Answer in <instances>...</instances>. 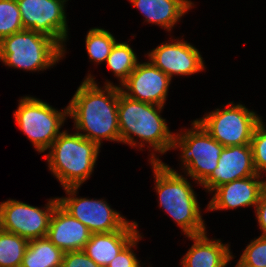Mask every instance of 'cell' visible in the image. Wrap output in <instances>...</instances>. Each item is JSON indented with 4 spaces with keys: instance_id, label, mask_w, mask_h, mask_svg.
Segmentation results:
<instances>
[{
    "instance_id": "1",
    "label": "cell",
    "mask_w": 266,
    "mask_h": 267,
    "mask_svg": "<svg viewBox=\"0 0 266 267\" xmlns=\"http://www.w3.org/2000/svg\"><path fill=\"white\" fill-rule=\"evenodd\" d=\"M106 81L101 88L89 74L68 104V117L74 119L76 131L100 148L103 139L121 142L118 123L120 85Z\"/></svg>"
},
{
    "instance_id": "2",
    "label": "cell",
    "mask_w": 266,
    "mask_h": 267,
    "mask_svg": "<svg viewBox=\"0 0 266 267\" xmlns=\"http://www.w3.org/2000/svg\"><path fill=\"white\" fill-rule=\"evenodd\" d=\"M149 159L159 206L180 226L185 236L207 233L197 195L190 182L156 157L153 151Z\"/></svg>"
},
{
    "instance_id": "3",
    "label": "cell",
    "mask_w": 266,
    "mask_h": 267,
    "mask_svg": "<svg viewBox=\"0 0 266 267\" xmlns=\"http://www.w3.org/2000/svg\"><path fill=\"white\" fill-rule=\"evenodd\" d=\"M162 109L163 106L128 98L119 86L118 123L121 143L130 147L139 144V148L148 143L153 151L161 154L171 150L175 134L169 130L166 119L161 117ZM134 136L140 138V143Z\"/></svg>"
},
{
    "instance_id": "4",
    "label": "cell",
    "mask_w": 266,
    "mask_h": 267,
    "mask_svg": "<svg viewBox=\"0 0 266 267\" xmlns=\"http://www.w3.org/2000/svg\"><path fill=\"white\" fill-rule=\"evenodd\" d=\"M45 155L49 170L61 187H81L94 171L100 147L78 132L61 131Z\"/></svg>"
},
{
    "instance_id": "5",
    "label": "cell",
    "mask_w": 266,
    "mask_h": 267,
    "mask_svg": "<svg viewBox=\"0 0 266 267\" xmlns=\"http://www.w3.org/2000/svg\"><path fill=\"white\" fill-rule=\"evenodd\" d=\"M66 51L52 38L23 30L0 41V60L9 67L44 71L64 57Z\"/></svg>"
},
{
    "instance_id": "6",
    "label": "cell",
    "mask_w": 266,
    "mask_h": 267,
    "mask_svg": "<svg viewBox=\"0 0 266 267\" xmlns=\"http://www.w3.org/2000/svg\"><path fill=\"white\" fill-rule=\"evenodd\" d=\"M180 132L174 135L171 149H181L180 158L186 176L201 185L217 168L224 146L196 120H193L190 129Z\"/></svg>"
},
{
    "instance_id": "7",
    "label": "cell",
    "mask_w": 266,
    "mask_h": 267,
    "mask_svg": "<svg viewBox=\"0 0 266 267\" xmlns=\"http://www.w3.org/2000/svg\"><path fill=\"white\" fill-rule=\"evenodd\" d=\"M13 115L36 151L44 153L60 135V128L68 117V106L58 111L40 99L24 96Z\"/></svg>"
},
{
    "instance_id": "8",
    "label": "cell",
    "mask_w": 266,
    "mask_h": 267,
    "mask_svg": "<svg viewBox=\"0 0 266 267\" xmlns=\"http://www.w3.org/2000/svg\"><path fill=\"white\" fill-rule=\"evenodd\" d=\"M233 103L229 102L222 110L217 108L196 119L224 147L251 144L253 131L262 120L261 116L245 105Z\"/></svg>"
},
{
    "instance_id": "9",
    "label": "cell",
    "mask_w": 266,
    "mask_h": 267,
    "mask_svg": "<svg viewBox=\"0 0 266 267\" xmlns=\"http://www.w3.org/2000/svg\"><path fill=\"white\" fill-rule=\"evenodd\" d=\"M58 204V197L49 199L44 209L8 199L0 203L1 228L28 241L46 237L52 213Z\"/></svg>"
},
{
    "instance_id": "10",
    "label": "cell",
    "mask_w": 266,
    "mask_h": 267,
    "mask_svg": "<svg viewBox=\"0 0 266 267\" xmlns=\"http://www.w3.org/2000/svg\"><path fill=\"white\" fill-rule=\"evenodd\" d=\"M25 30L46 35L66 50L68 25L65 4L68 0H16ZM64 43V45H63Z\"/></svg>"
},
{
    "instance_id": "11",
    "label": "cell",
    "mask_w": 266,
    "mask_h": 267,
    "mask_svg": "<svg viewBox=\"0 0 266 267\" xmlns=\"http://www.w3.org/2000/svg\"><path fill=\"white\" fill-rule=\"evenodd\" d=\"M78 189L79 187L64 188L68 197H58V202L72 217L88 227L91 233L117 231L128 222L119 212L112 209L104 199L77 197Z\"/></svg>"
},
{
    "instance_id": "12",
    "label": "cell",
    "mask_w": 266,
    "mask_h": 267,
    "mask_svg": "<svg viewBox=\"0 0 266 267\" xmlns=\"http://www.w3.org/2000/svg\"><path fill=\"white\" fill-rule=\"evenodd\" d=\"M147 55L148 60L171 79L174 75L186 76L205 70L200 51L185 40L163 43Z\"/></svg>"
},
{
    "instance_id": "13",
    "label": "cell",
    "mask_w": 266,
    "mask_h": 267,
    "mask_svg": "<svg viewBox=\"0 0 266 267\" xmlns=\"http://www.w3.org/2000/svg\"><path fill=\"white\" fill-rule=\"evenodd\" d=\"M171 80L150 61L138 62L120 89L130 99L164 107Z\"/></svg>"
},
{
    "instance_id": "14",
    "label": "cell",
    "mask_w": 266,
    "mask_h": 267,
    "mask_svg": "<svg viewBox=\"0 0 266 267\" xmlns=\"http://www.w3.org/2000/svg\"><path fill=\"white\" fill-rule=\"evenodd\" d=\"M251 144L224 147L217 168L200 185L207 192L233 180L257 175Z\"/></svg>"
},
{
    "instance_id": "15",
    "label": "cell",
    "mask_w": 266,
    "mask_h": 267,
    "mask_svg": "<svg viewBox=\"0 0 266 267\" xmlns=\"http://www.w3.org/2000/svg\"><path fill=\"white\" fill-rule=\"evenodd\" d=\"M260 175H252L229 183H225L212 192L214 195L207 205V211L227 210L239 207H256L266 180H260Z\"/></svg>"
},
{
    "instance_id": "16",
    "label": "cell",
    "mask_w": 266,
    "mask_h": 267,
    "mask_svg": "<svg viewBox=\"0 0 266 267\" xmlns=\"http://www.w3.org/2000/svg\"><path fill=\"white\" fill-rule=\"evenodd\" d=\"M91 234L88 227L58 204L52 213L46 237L63 252H69L83 250Z\"/></svg>"
},
{
    "instance_id": "17",
    "label": "cell",
    "mask_w": 266,
    "mask_h": 267,
    "mask_svg": "<svg viewBox=\"0 0 266 267\" xmlns=\"http://www.w3.org/2000/svg\"><path fill=\"white\" fill-rule=\"evenodd\" d=\"M138 223L128 221L120 230L92 233L83 251L96 264L106 267L117 254L137 235Z\"/></svg>"
},
{
    "instance_id": "18",
    "label": "cell",
    "mask_w": 266,
    "mask_h": 267,
    "mask_svg": "<svg viewBox=\"0 0 266 267\" xmlns=\"http://www.w3.org/2000/svg\"><path fill=\"white\" fill-rule=\"evenodd\" d=\"M187 237L194 243L182 258V267H226L234 258L230 245L220 239L210 240L206 233Z\"/></svg>"
},
{
    "instance_id": "19",
    "label": "cell",
    "mask_w": 266,
    "mask_h": 267,
    "mask_svg": "<svg viewBox=\"0 0 266 267\" xmlns=\"http://www.w3.org/2000/svg\"><path fill=\"white\" fill-rule=\"evenodd\" d=\"M148 23L156 24L166 31L173 29L180 18L193 6L190 0H129Z\"/></svg>"
},
{
    "instance_id": "20",
    "label": "cell",
    "mask_w": 266,
    "mask_h": 267,
    "mask_svg": "<svg viewBox=\"0 0 266 267\" xmlns=\"http://www.w3.org/2000/svg\"><path fill=\"white\" fill-rule=\"evenodd\" d=\"M64 252L47 237L28 242L20 267H61Z\"/></svg>"
},
{
    "instance_id": "21",
    "label": "cell",
    "mask_w": 266,
    "mask_h": 267,
    "mask_svg": "<svg viewBox=\"0 0 266 267\" xmlns=\"http://www.w3.org/2000/svg\"><path fill=\"white\" fill-rule=\"evenodd\" d=\"M138 63L136 53L127 42H116L109 54L106 64L122 85L134 71Z\"/></svg>"
},
{
    "instance_id": "22",
    "label": "cell",
    "mask_w": 266,
    "mask_h": 267,
    "mask_svg": "<svg viewBox=\"0 0 266 267\" xmlns=\"http://www.w3.org/2000/svg\"><path fill=\"white\" fill-rule=\"evenodd\" d=\"M28 240L14 233L0 231V267H20Z\"/></svg>"
},
{
    "instance_id": "23",
    "label": "cell",
    "mask_w": 266,
    "mask_h": 267,
    "mask_svg": "<svg viewBox=\"0 0 266 267\" xmlns=\"http://www.w3.org/2000/svg\"><path fill=\"white\" fill-rule=\"evenodd\" d=\"M116 42V38L109 31L103 28H91L85 40L90 61L97 64L107 61Z\"/></svg>"
},
{
    "instance_id": "24",
    "label": "cell",
    "mask_w": 266,
    "mask_h": 267,
    "mask_svg": "<svg viewBox=\"0 0 266 267\" xmlns=\"http://www.w3.org/2000/svg\"><path fill=\"white\" fill-rule=\"evenodd\" d=\"M21 13L16 0H0V41L23 31Z\"/></svg>"
},
{
    "instance_id": "25",
    "label": "cell",
    "mask_w": 266,
    "mask_h": 267,
    "mask_svg": "<svg viewBox=\"0 0 266 267\" xmlns=\"http://www.w3.org/2000/svg\"><path fill=\"white\" fill-rule=\"evenodd\" d=\"M236 266H266V236L251 240Z\"/></svg>"
},
{
    "instance_id": "26",
    "label": "cell",
    "mask_w": 266,
    "mask_h": 267,
    "mask_svg": "<svg viewBox=\"0 0 266 267\" xmlns=\"http://www.w3.org/2000/svg\"><path fill=\"white\" fill-rule=\"evenodd\" d=\"M251 147L255 170L261 176L266 171V127L262 120L253 131Z\"/></svg>"
},
{
    "instance_id": "27",
    "label": "cell",
    "mask_w": 266,
    "mask_h": 267,
    "mask_svg": "<svg viewBox=\"0 0 266 267\" xmlns=\"http://www.w3.org/2000/svg\"><path fill=\"white\" fill-rule=\"evenodd\" d=\"M141 238V234H137L106 267H141V261L136 258L132 249Z\"/></svg>"
},
{
    "instance_id": "28",
    "label": "cell",
    "mask_w": 266,
    "mask_h": 267,
    "mask_svg": "<svg viewBox=\"0 0 266 267\" xmlns=\"http://www.w3.org/2000/svg\"><path fill=\"white\" fill-rule=\"evenodd\" d=\"M61 267H101L83 250L64 252Z\"/></svg>"
},
{
    "instance_id": "29",
    "label": "cell",
    "mask_w": 266,
    "mask_h": 267,
    "mask_svg": "<svg viewBox=\"0 0 266 267\" xmlns=\"http://www.w3.org/2000/svg\"><path fill=\"white\" fill-rule=\"evenodd\" d=\"M255 213L259 228L263 231L261 236H266V187L260 194L259 201L255 207Z\"/></svg>"
},
{
    "instance_id": "30",
    "label": "cell",
    "mask_w": 266,
    "mask_h": 267,
    "mask_svg": "<svg viewBox=\"0 0 266 267\" xmlns=\"http://www.w3.org/2000/svg\"><path fill=\"white\" fill-rule=\"evenodd\" d=\"M235 267H259V266H235ZM262 267H266V266H262Z\"/></svg>"
}]
</instances>
